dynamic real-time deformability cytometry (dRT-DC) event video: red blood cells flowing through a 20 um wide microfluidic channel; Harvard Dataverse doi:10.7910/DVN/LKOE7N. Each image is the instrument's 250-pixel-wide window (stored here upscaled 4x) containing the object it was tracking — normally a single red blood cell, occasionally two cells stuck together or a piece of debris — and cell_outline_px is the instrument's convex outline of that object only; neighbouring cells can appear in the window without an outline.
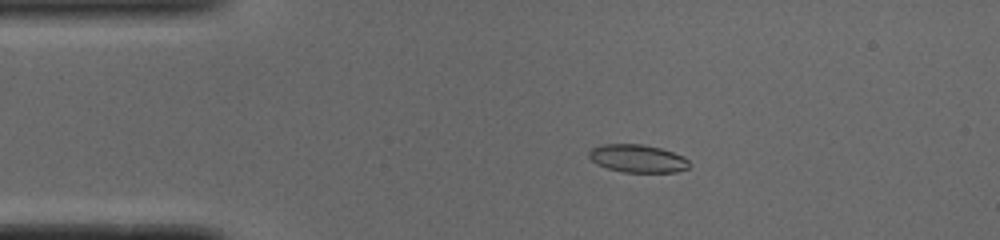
{"species": "common noctule bat (a hibernating species)", "species_latin": "Nyctalus noctula", "temperature_condition": "cold", "stored_images_in_passage": 46, "camera_frame_rate_fps": 3000, "um_per_image_px": 0.085, "animal": {"sex": "male", "body_mass_g": 19.0, "forearm_length_mm": 50.8}, "frame": {"image": 1, "passage_image": 4, "time_ms": 1.0, "image_size_px": [1000, 240], "cell_outline_px": [[688, 168], [672, 172], [624, 172], [608, 168], [596, 164], [588, 156], [588, 152], [592, 148], [604, 144], [640, 144], [660, 148], [684, 156], [688, 160]], "centroid_in_image_um": [54.17, 13.47], "position_along_channel_um": 30.8, "area_um2": 16.13}}
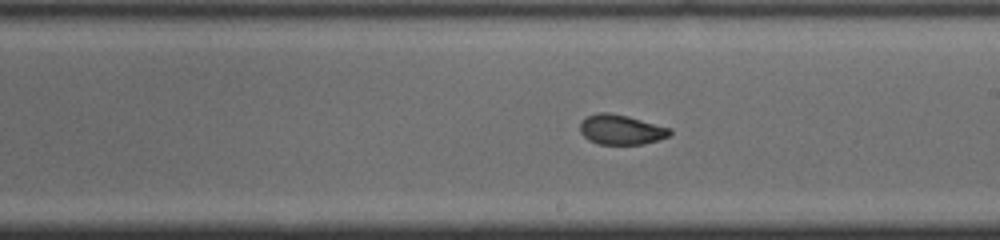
{"frame": {"image": 2, "passage_image": 23, "time_ms": 7.333, "image_size_px": [1000, 240], "cell_outline_px": [[672, 132], [668, 136], [656, 140], [640, 144], [600, 144], [588, 140], [580, 132], [580, 124], [588, 116], [596, 112], [608, 112], [628, 116], [668, 128]], "centroid_in_image_um": [52.74, 11.01], "position_along_channel_um": 236.3, "area_um2": 15.32}}
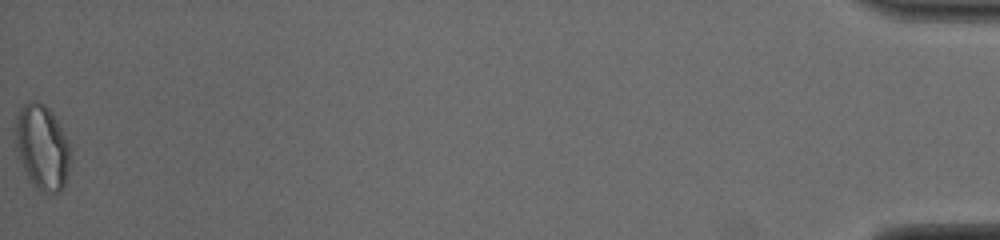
{"frame": {"image": 3, "passage_image": 46, "time_ms": 15.0, "image_size_px": [1000, 240], "cell_outline_px": [[68, 168], [64, 184], [60, 192], [52, 196], [36, 188], [28, 176], [24, 168], [20, 156], [16, 140], [16, 120], [24, 104], [28, 100], [36, 100], [44, 104], [48, 108], [56, 120], [68, 140]], "centroid_in_image_um": [3.59, 12.52], "position_along_channel_um": 431.6, "area_um2": 26.36}, "authors_computed_cell_mechanics": {"area_um2": 16.3574, "velocity_mm_per_s": 3.8929, "shape_relaxation_time_tau1_ms": null, "shape_relaxation_time_tau2_ms": 1.0882, "deformation_change_tau1": null, "deformation_change_tau2": 0.0582}}